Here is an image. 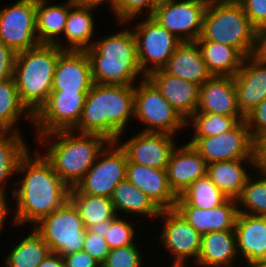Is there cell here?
<instances>
[{
  "label": "cell",
  "instance_id": "obj_1",
  "mask_svg": "<svg viewBox=\"0 0 266 267\" xmlns=\"http://www.w3.org/2000/svg\"><path fill=\"white\" fill-rule=\"evenodd\" d=\"M16 174L22 178L14 179L15 184L11 185L16 207L12 211L14 218L11 217L13 226L35 225L69 200L70 188L38 149H29L21 158Z\"/></svg>",
  "mask_w": 266,
  "mask_h": 267
},
{
  "label": "cell",
  "instance_id": "obj_2",
  "mask_svg": "<svg viewBox=\"0 0 266 267\" xmlns=\"http://www.w3.org/2000/svg\"><path fill=\"white\" fill-rule=\"evenodd\" d=\"M134 108V85L94 83L73 131L99 134L116 142L122 139L130 120H134Z\"/></svg>",
  "mask_w": 266,
  "mask_h": 267
},
{
  "label": "cell",
  "instance_id": "obj_3",
  "mask_svg": "<svg viewBox=\"0 0 266 267\" xmlns=\"http://www.w3.org/2000/svg\"><path fill=\"white\" fill-rule=\"evenodd\" d=\"M36 137L40 146L46 144L44 147H47L40 152L70 189L76 187L94 165L98 155L111 142L99 134L73 130H58Z\"/></svg>",
  "mask_w": 266,
  "mask_h": 267
},
{
  "label": "cell",
  "instance_id": "obj_4",
  "mask_svg": "<svg viewBox=\"0 0 266 267\" xmlns=\"http://www.w3.org/2000/svg\"><path fill=\"white\" fill-rule=\"evenodd\" d=\"M96 40L85 50L94 83L135 85L137 78L146 77L139 65L135 36L130 26Z\"/></svg>",
  "mask_w": 266,
  "mask_h": 267
},
{
  "label": "cell",
  "instance_id": "obj_5",
  "mask_svg": "<svg viewBox=\"0 0 266 267\" xmlns=\"http://www.w3.org/2000/svg\"><path fill=\"white\" fill-rule=\"evenodd\" d=\"M56 45L40 44L17 53L13 78L21 103L34 116L46 103L59 54Z\"/></svg>",
  "mask_w": 266,
  "mask_h": 267
},
{
  "label": "cell",
  "instance_id": "obj_6",
  "mask_svg": "<svg viewBox=\"0 0 266 267\" xmlns=\"http://www.w3.org/2000/svg\"><path fill=\"white\" fill-rule=\"evenodd\" d=\"M255 30L237 0H209L197 40L230 45L247 57L254 48Z\"/></svg>",
  "mask_w": 266,
  "mask_h": 267
},
{
  "label": "cell",
  "instance_id": "obj_7",
  "mask_svg": "<svg viewBox=\"0 0 266 267\" xmlns=\"http://www.w3.org/2000/svg\"><path fill=\"white\" fill-rule=\"evenodd\" d=\"M134 105V119L146 126L140 132L176 136L177 131L187 127L186 120L147 77L134 85Z\"/></svg>",
  "mask_w": 266,
  "mask_h": 267
},
{
  "label": "cell",
  "instance_id": "obj_8",
  "mask_svg": "<svg viewBox=\"0 0 266 267\" xmlns=\"http://www.w3.org/2000/svg\"><path fill=\"white\" fill-rule=\"evenodd\" d=\"M31 227L42 237L50 252L65 256L83 249L87 229L70 200Z\"/></svg>",
  "mask_w": 266,
  "mask_h": 267
},
{
  "label": "cell",
  "instance_id": "obj_9",
  "mask_svg": "<svg viewBox=\"0 0 266 267\" xmlns=\"http://www.w3.org/2000/svg\"><path fill=\"white\" fill-rule=\"evenodd\" d=\"M158 217L163 223L158 242L173 258L170 267H188L191 266L190 263L194 264L201 251L202 236L175 208L161 210Z\"/></svg>",
  "mask_w": 266,
  "mask_h": 267
},
{
  "label": "cell",
  "instance_id": "obj_10",
  "mask_svg": "<svg viewBox=\"0 0 266 267\" xmlns=\"http://www.w3.org/2000/svg\"><path fill=\"white\" fill-rule=\"evenodd\" d=\"M138 61L145 76L162 69L181 41L151 16H146L132 28Z\"/></svg>",
  "mask_w": 266,
  "mask_h": 267
},
{
  "label": "cell",
  "instance_id": "obj_11",
  "mask_svg": "<svg viewBox=\"0 0 266 267\" xmlns=\"http://www.w3.org/2000/svg\"><path fill=\"white\" fill-rule=\"evenodd\" d=\"M209 0H161L151 17L181 42L196 41Z\"/></svg>",
  "mask_w": 266,
  "mask_h": 267
},
{
  "label": "cell",
  "instance_id": "obj_12",
  "mask_svg": "<svg viewBox=\"0 0 266 267\" xmlns=\"http://www.w3.org/2000/svg\"><path fill=\"white\" fill-rule=\"evenodd\" d=\"M87 93L51 91L46 103L33 116L34 134L73 130L81 119Z\"/></svg>",
  "mask_w": 266,
  "mask_h": 267
},
{
  "label": "cell",
  "instance_id": "obj_13",
  "mask_svg": "<svg viewBox=\"0 0 266 267\" xmlns=\"http://www.w3.org/2000/svg\"><path fill=\"white\" fill-rule=\"evenodd\" d=\"M127 161L119 144L110 142L75 188L80 193L110 198L116 185L126 179Z\"/></svg>",
  "mask_w": 266,
  "mask_h": 267
},
{
  "label": "cell",
  "instance_id": "obj_14",
  "mask_svg": "<svg viewBox=\"0 0 266 267\" xmlns=\"http://www.w3.org/2000/svg\"><path fill=\"white\" fill-rule=\"evenodd\" d=\"M0 42L16 53L40 45L36 29V0H16L0 8Z\"/></svg>",
  "mask_w": 266,
  "mask_h": 267
},
{
  "label": "cell",
  "instance_id": "obj_15",
  "mask_svg": "<svg viewBox=\"0 0 266 267\" xmlns=\"http://www.w3.org/2000/svg\"><path fill=\"white\" fill-rule=\"evenodd\" d=\"M190 143L208 164L235 159H254L253 139L245 120L218 136L192 137Z\"/></svg>",
  "mask_w": 266,
  "mask_h": 267
},
{
  "label": "cell",
  "instance_id": "obj_16",
  "mask_svg": "<svg viewBox=\"0 0 266 267\" xmlns=\"http://www.w3.org/2000/svg\"><path fill=\"white\" fill-rule=\"evenodd\" d=\"M134 134L125 141H116L125 151L127 159L132 163L166 170L170 156L179 144L176 137L167 133L134 132Z\"/></svg>",
  "mask_w": 266,
  "mask_h": 267
},
{
  "label": "cell",
  "instance_id": "obj_17",
  "mask_svg": "<svg viewBox=\"0 0 266 267\" xmlns=\"http://www.w3.org/2000/svg\"><path fill=\"white\" fill-rule=\"evenodd\" d=\"M91 64L85 50H63L52 80V91L89 92L93 86Z\"/></svg>",
  "mask_w": 266,
  "mask_h": 267
},
{
  "label": "cell",
  "instance_id": "obj_18",
  "mask_svg": "<svg viewBox=\"0 0 266 267\" xmlns=\"http://www.w3.org/2000/svg\"><path fill=\"white\" fill-rule=\"evenodd\" d=\"M166 171L169 186L178 197L197 179L206 176L207 163L187 142L175 147Z\"/></svg>",
  "mask_w": 266,
  "mask_h": 267
},
{
  "label": "cell",
  "instance_id": "obj_19",
  "mask_svg": "<svg viewBox=\"0 0 266 267\" xmlns=\"http://www.w3.org/2000/svg\"><path fill=\"white\" fill-rule=\"evenodd\" d=\"M126 179L146 194L160 209H174L177 196L171 190L167 171L127 161Z\"/></svg>",
  "mask_w": 266,
  "mask_h": 267
},
{
  "label": "cell",
  "instance_id": "obj_20",
  "mask_svg": "<svg viewBox=\"0 0 266 267\" xmlns=\"http://www.w3.org/2000/svg\"><path fill=\"white\" fill-rule=\"evenodd\" d=\"M146 77L186 121L197 111L199 85L170 75L162 69L152 71Z\"/></svg>",
  "mask_w": 266,
  "mask_h": 267
},
{
  "label": "cell",
  "instance_id": "obj_21",
  "mask_svg": "<svg viewBox=\"0 0 266 267\" xmlns=\"http://www.w3.org/2000/svg\"><path fill=\"white\" fill-rule=\"evenodd\" d=\"M198 113L244 117L237 105L234 77L212 76L199 87Z\"/></svg>",
  "mask_w": 266,
  "mask_h": 267
},
{
  "label": "cell",
  "instance_id": "obj_22",
  "mask_svg": "<svg viewBox=\"0 0 266 267\" xmlns=\"http://www.w3.org/2000/svg\"><path fill=\"white\" fill-rule=\"evenodd\" d=\"M237 105L245 117L266 98V64L251 56L244 58L241 68L234 76Z\"/></svg>",
  "mask_w": 266,
  "mask_h": 267
},
{
  "label": "cell",
  "instance_id": "obj_23",
  "mask_svg": "<svg viewBox=\"0 0 266 267\" xmlns=\"http://www.w3.org/2000/svg\"><path fill=\"white\" fill-rule=\"evenodd\" d=\"M234 230L239 262L245 266L266 260V217L238 213Z\"/></svg>",
  "mask_w": 266,
  "mask_h": 267
},
{
  "label": "cell",
  "instance_id": "obj_24",
  "mask_svg": "<svg viewBox=\"0 0 266 267\" xmlns=\"http://www.w3.org/2000/svg\"><path fill=\"white\" fill-rule=\"evenodd\" d=\"M183 218L202 236L213 231L234 230L238 214L237 200L228 198L212 209L175 206Z\"/></svg>",
  "mask_w": 266,
  "mask_h": 267
},
{
  "label": "cell",
  "instance_id": "obj_25",
  "mask_svg": "<svg viewBox=\"0 0 266 267\" xmlns=\"http://www.w3.org/2000/svg\"><path fill=\"white\" fill-rule=\"evenodd\" d=\"M162 70L199 86L212 77L196 41L181 42Z\"/></svg>",
  "mask_w": 266,
  "mask_h": 267
},
{
  "label": "cell",
  "instance_id": "obj_26",
  "mask_svg": "<svg viewBox=\"0 0 266 267\" xmlns=\"http://www.w3.org/2000/svg\"><path fill=\"white\" fill-rule=\"evenodd\" d=\"M97 7L78 0L70 9L61 42L62 50H86L93 45L95 22L93 10ZM93 39V40H92ZM67 42V43H66ZM66 44V45H65Z\"/></svg>",
  "mask_w": 266,
  "mask_h": 267
},
{
  "label": "cell",
  "instance_id": "obj_27",
  "mask_svg": "<svg viewBox=\"0 0 266 267\" xmlns=\"http://www.w3.org/2000/svg\"><path fill=\"white\" fill-rule=\"evenodd\" d=\"M235 230L213 231L202 235L198 267H236L239 259ZM236 260V261H235Z\"/></svg>",
  "mask_w": 266,
  "mask_h": 267
},
{
  "label": "cell",
  "instance_id": "obj_28",
  "mask_svg": "<svg viewBox=\"0 0 266 267\" xmlns=\"http://www.w3.org/2000/svg\"><path fill=\"white\" fill-rule=\"evenodd\" d=\"M50 0H36V29L40 44L56 45L61 49L69 9L78 0L50 4Z\"/></svg>",
  "mask_w": 266,
  "mask_h": 267
},
{
  "label": "cell",
  "instance_id": "obj_29",
  "mask_svg": "<svg viewBox=\"0 0 266 267\" xmlns=\"http://www.w3.org/2000/svg\"><path fill=\"white\" fill-rule=\"evenodd\" d=\"M247 164L254 169V159H235L210 163L207 165L206 175L228 198L237 199L247 178L252 174L248 168H245Z\"/></svg>",
  "mask_w": 266,
  "mask_h": 267
},
{
  "label": "cell",
  "instance_id": "obj_30",
  "mask_svg": "<svg viewBox=\"0 0 266 267\" xmlns=\"http://www.w3.org/2000/svg\"><path fill=\"white\" fill-rule=\"evenodd\" d=\"M110 199L118 216L124 212L123 214L132 217L136 215L142 216V219L149 217L152 220L154 217L157 220L161 212L146 194L127 179L116 185Z\"/></svg>",
  "mask_w": 266,
  "mask_h": 267
},
{
  "label": "cell",
  "instance_id": "obj_31",
  "mask_svg": "<svg viewBox=\"0 0 266 267\" xmlns=\"http://www.w3.org/2000/svg\"><path fill=\"white\" fill-rule=\"evenodd\" d=\"M196 42L212 76L234 77L241 68L245 57L236 48L215 41L196 40Z\"/></svg>",
  "mask_w": 266,
  "mask_h": 267
},
{
  "label": "cell",
  "instance_id": "obj_32",
  "mask_svg": "<svg viewBox=\"0 0 266 267\" xmlns=\"http://www.w3.org/2000/svg\"><path fill=\"white\" fill-rule=\"evenodd\" d=\"M21 132H0V198H8L6 185L17 175L21 158L29 151ZM7 182V184H6Z\"/></svg>",
  "mask_w": 266,
  "mask_h": 267
},
{
  "label": "cell",
  "instance_id": "obj_33",
  "mask_svg": "<svg viewBox=\"0 0 266 267\" xmlns=\"http://www.w3.org/2000/svg\"><path fill=\"white\" fill-rule=\"evenodd\" d=\"M22 116L33 125V115L21 103L14 78L1 82L0 132H20L17 126Z\"/></svg>",
  "mask_w": 266,
  "mask_h": 267
},
{
  "label": "cell",
  "instance_id": "obj_34",
  "mask_svg": "<svg viewBox=\"0 0 266 267\" xmlns=\"http://www.w3.org/2000/svg\"><path fill=\"white\" fill-rule=\"evenodd\" d=\"M69 200L76 207L86 229L101 221L114 220L118 216L108 197L80 193L74 187L69 191Z\"/></svg>",
  "mask_w": 266,
  "mask_h": 267
},
{
  "label": "cell",
  "instance_id": "obj_35",
  "mask_svg": "<svg viewBox=\"0 0 266 267\" xmlns=\"http://www.w3.org/2000/svg\"><path fill=\"white\" fill-rule=\"evenodd\" d=\"M31 230L19 243H15L2 260L5 267H38L50 252L42 237L34 229Z\"/></svg>",
  "mask_w": 266,
  "mask_h": 267
},
{
  "label": "cell",
  "instance_id": "obj_36",
  "mask_svg": "<svg viewBox=\"0 0 266 267\" xmlns=\"http://www.w3.org/2000/svg\"><path fill=\"white\" fill-rule=\"evenodd\" d=\"M228 197L206 175L192 183L180 196L175 206H194L212 209L223 204Z\"/></svg>",
  "mask_w": 266,
  "mask_h": 267
},
{
  "label": "cell",
  "instance_id": "obj_37",
  "mask_svg": "<svg viewBox=\"0 0 266 267\" xmlns=\"http://www.w3.org/2000/svg\"><path fill=\"white\" fill-rule=\"evenodd\" d=\"M256 172L258 173L247 178L240 196L236 199L238 213L266 217V174Z\"/></svg>",
  "mask_w": 266,
  "mask_h": 267
},
{
  "label": "cell",
  "instance_id": "obj_38",
  "mask_svg": "<svg viewBox=\"0 0 266 267\" xmlns=\"http://www.w3.org/2000/svg\"><path fill=\"white\" fill-rule=\"evenodd\" d=\"M245 117L224 116L213 113H198L197 111L186 121L187 127L193 126L192 137L218 136L233 129Z\"/></svg>",
  "mask_w": 266,
  "mask_h": 267
},
{
  "label": "cell",
  "instance_id": "obj_39",
  "mask_svg": "<svg viewBox=\"0 0 266 267\" xmlns=\"http://www.w3.org/2000/svg\"><path fill=\"white\" fill-rule=\"evenodd\" d=\"M161 0H119L118 5L111 11L115 15L118 26L126 25L134 21L139 15L146 11V16H151L157 4ZM138 15V16H137Z\"/></svg>",
  "mask_w": 266,
  "mask_h": 267
},
{
  "label": "cell",
  "instance_id": "obj_40",
  "mask_svg": "<svg viewBox=\"0 0 266 267\" xmlns=\"http://www.w3.org/2000/svg\"><path fill=\"white\" fill-rule=\"evenodd\" d=\"M117 216L105 234V240L110 249L133 245L136 240V229L130 220Z\"/></svg>",
  "mask_w": 266,
  "mask_h": 267
},
{
  "label": "cell",
  "instance_id": "obj_41",
  "mask_svg": "<svg viewBox=\"0 0 266 267\" xmlns=\"http://www.w3.org/2000/svg\"><path fill=\"white\" fill-rule=\"evenodd\" d=\"M137 243L111 249L101 267H145L143 255Z\"/></svg>",
  "mask_w": 266,
  "mask_h": 267
},
{
  "label": "cell",
  "instance_id": "obj_42",
  "mask_svg": "<svg viewBox=\"0 0 266 267\" xmlns=\"http://www.w3.org/2000/svg\"><path fill=\"white\" fill-rule=\"evenodd\" d=\"M82 250L87 252L102 265L111 249L105 238L99 237L97 234L90 233L88 230H86V236Z\"/></svg>",
  "mask_w": 266,
  "mask_h": 267
},
{
  "label": "cell",
  "instance_id": "obj_43",
  "mask_svg": "<svg viewBox=\"0 0 266 267\" xmlns=\"http://www.w3.org/2000/svg\"><path fill=\"white\" fill-rule=\"evenodd\" d=\"M244 9V13L255 27L266 25V0H237Z\"/></svg>",
  "mask_w": 266,
  "mask_h": 267
},
{
  "label": "cell",
  "instance_id": "obj_44",
  "mask_svg": "<svg viewBox=\"0 0 266 267\" xmlns=\"http://www.w3.org/2000/svg\"><path fill=\"white\" fill-rule=\"evenodd\" d=\"M252 139L266 130V98L245 116Z\"/></svg>",
  "mask_w": 266,
  "mask_h": 267
},
{
  "label": "cell",
  "instance_id": "obj_45",
  "mask_svg": "<svg viewBox=\"0 0 266 267\" xmlns=\"http://www.w3.org/2000/svg\"><path fill=\"white\" fill-rule=\"evenodd\" d=\"M17 53L0 42V83L13 78Z\"/></svg>",
  "mask_w": 266,
  "mask_h": 267
},
{
  "label": "cell",
  "instance_id": "obj_46",
  "mask_svg": "<svg viewBox=\"0 0 266 267\" xmlns=\"http://www.w3.org/2000/svg\"><path fill=\"white\" fill-rule=\"evenodd\" d=\"M253 157L254 169L266 174V130L253 139Z\"/></svg>",
  "mask_w": 266,
  "mask_h": 267
},
{
  "label": "cell",
  "instance_id": "obj_47",
  "mask_svg": "<svg viewBox=\"0 0 266 267\" xmlns=\"http://www.w3.org/2000/svg\"><path fill=\"white\" fill-rule=\"evenodd\" d=\"M65 267H101L87 252L80 250L65 256H62Z\"/></svg>",
  "mask_w": 266,
  "mask_h": 267
},
{
  "label": "cell",
  "instance_id": "obj_48",
  "mask_svg": "<svg viewBox=\"0 0 266 267\" xmlns=\"http://www.w3.org/2000/svg\"><path fill=\"white\" fill-rule=\"evenodd\" d=\"M251 57L259 63L266 64V25L255 30L254 48Z\"/></svg>",
  "mask_w": 266,
  "mask_h": 267
},
{
  "label": "cell",
  "instance_id": "obj_49",
  "mask_svg": "<svg viewBox=\"0 0 266 267\" xmlns=\"http://www.w3.org/2000/svg\"><path fill=\"white\" fill-rule=\"evenodd\" d=\"M38 267H65L63 258L58 253L49 252Z\"/></svg>",
  "mask_w": 266,
  "mask_h": 267
},
{
  "label": "cell",
  "instance_id": "obj_50",
  "mask_svg": "<svg viewBox=\"0 0 266 267\" xmlns=\"http://www.w3.org/2000/svg\"><path fill=\"white\" fill-rule=\"evenodd\" d=\"M113 220H105L95 223L93 226L87 228L90 233L97 234L99 237L105 238V234L108 231Z\"/></svg>",
  "mask_w": 266,
  "mask_h": 267
},
{
  "label": "cell",
  "instance_id": "obj_51",
  "mask_svg": "<svg viewBox=\"0 0 266 267\" xmlns=\"http://www.w3.org/2000/svg\"><path fill=\"white\" fill-rule=\"evenodd\" d=\"M10 198H0V233L2 231L3 225L5 224L4 222H6V219H9L10 213H11V209L9 206V201ZM10 212V213H9ZM9 215V216H8Z\"/></svg>",
  "mask_w": 266,
  "mask_h": 267
},
{
  "label": "cell",
  "instance_id": "obj_52",
  "mask_svg": "<svg viewBox=\"0 0 266 267\" xmlns=\"http://www.w3.org/2000/svg\"><path fill=\"white\" fill-rule=\"evenodd\" d=\"M81 2L85 3V4H89L91 6L94 7H98L100 5H104V3H107V5H109L110 10H113L117 5L119 0H80ZM103 3V4H102Z\"/></svg>",
  "mask_w": 266,
  "mask_h": 267
},
{
  "label": "cell",
  "instance_id": "obj_53",
  "mask_svg": "<svg viewBox=\"0 0 266 267\" xmlns=\"http://www.w3.org/2000/svg\"><path fill=\"white\" fill-rule=\"evenodd\" d=\"M245 267H266V260L254 262L252 264L246 265Z\"/></svg>",
  "mask_w": 266,
  "mask_h": 267
}]
</instances>
